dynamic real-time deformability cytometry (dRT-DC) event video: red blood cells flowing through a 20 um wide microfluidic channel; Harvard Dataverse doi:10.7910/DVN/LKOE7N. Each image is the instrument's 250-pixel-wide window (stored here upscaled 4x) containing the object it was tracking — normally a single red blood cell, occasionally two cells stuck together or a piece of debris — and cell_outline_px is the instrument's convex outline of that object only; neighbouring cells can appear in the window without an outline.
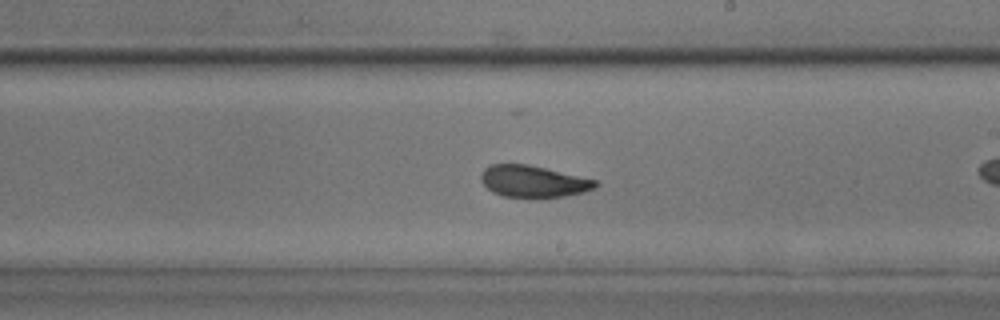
{"species": "common noctule bat (a hibernating species)", "species_latin": "Nyctalus noctula", "temperature_condition": "room temperature", "stored_images_in_passage": 28, "camera_frame_rate_fps": 3000, "um_per_image_px": 0.085, "animal": {"sex": "male", "body_mass_g": 17.9, "forearm_length_mm": 54.2}, "frame": {"image": 1, "passage_image": 16, "time_ms": 5.0, "image_size_px": [1000, 320], "cell_outline_px": [[600, 184], [596, 188], [584, 192], [564, 196], [504, 196], [492, 192], [480, 180], [480, 176], [484, 168], [492, 164], [528, 164], [596, 180]], "centroid_in_image_um": [45.33, 15.4], "position_along_channel_um": 243.7, "area_um2": 20.81}}